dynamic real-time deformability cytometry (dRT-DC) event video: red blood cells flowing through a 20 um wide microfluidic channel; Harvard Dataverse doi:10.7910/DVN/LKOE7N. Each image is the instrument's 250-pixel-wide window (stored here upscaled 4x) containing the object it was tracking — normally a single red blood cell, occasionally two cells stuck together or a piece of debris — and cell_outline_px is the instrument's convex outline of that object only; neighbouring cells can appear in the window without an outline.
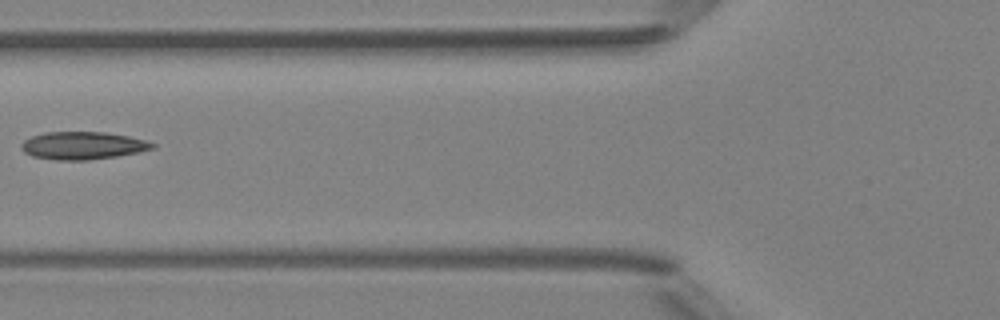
{"species": "Egyptian fruit bat (a non-hibernating species)", "species_latin": "Rousettus aegyptiacus", "temperature_condition": "room temperature", "stored_images_in_passage": 4, "camera_frame_rate_fps": 3000, "um_per_image_px": 0.085, "animal": {"sex": "female"}, "frame": {"image": 1, "passage_image": 4, "time_ms": 3.333, "image_size_px": [1000, 320], "cell_outline_px": [[156, 148], [140, 152], [116, 156], [88, 160], [56, 160], [32, 156], [24, 152], [20, 148], [20, 144], [24, 140], [32, 136], [44, 132], [104, 132], [128, 136], [144, 140], [156, 144]], "centroid_in_image_um": [7.02, 12.37], "position_along_channel_um": 118.8, "area_um2": 21.21}}